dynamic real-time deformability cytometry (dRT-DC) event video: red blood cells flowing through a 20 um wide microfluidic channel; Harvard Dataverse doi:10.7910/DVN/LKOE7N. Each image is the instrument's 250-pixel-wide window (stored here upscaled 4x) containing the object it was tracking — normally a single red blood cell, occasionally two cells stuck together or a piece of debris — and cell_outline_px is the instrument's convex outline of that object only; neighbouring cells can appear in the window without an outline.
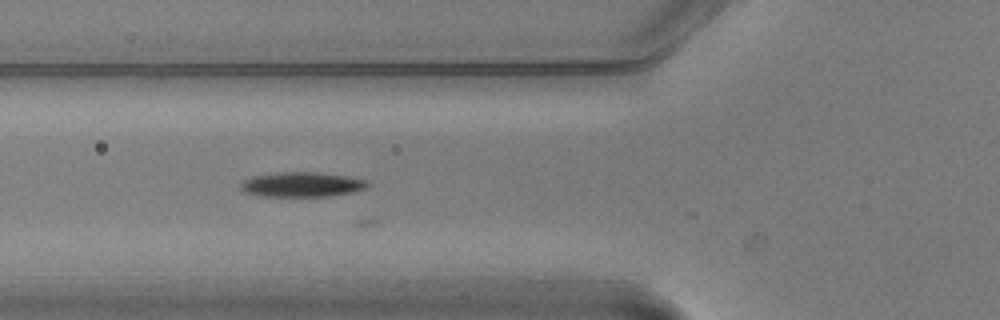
{"species": "common noctule bat (a hibernating species)", "species_latin": "Nyctalus noctula", "temperature_condition": "warm", "stored_images_in_passage": 4, "camera_frame_rate_fps": 3000, "um_per_image_px": 0.085, "animal": {"sex": "male", "body_mass_g": 20.5, "forearm_length_mm": 52.5}, "frame": {"image": 1, "passage_image": 3, "time_ms": 0.667, "image_size_px": [1000, 320], "cell_outline_px": [[372, 184], [364, 188], [352, 192], [328, 196], [260, 196], [248, 192], [240, 188], [240, 184], [244, 180], [252, 176], [280, 172], [316, 172], [344, 176], [364, 180]], "centroid_in_image_um": [25.64, 15.68], "position_along_channel_um": 100.2, "area_um2": 18.03}}